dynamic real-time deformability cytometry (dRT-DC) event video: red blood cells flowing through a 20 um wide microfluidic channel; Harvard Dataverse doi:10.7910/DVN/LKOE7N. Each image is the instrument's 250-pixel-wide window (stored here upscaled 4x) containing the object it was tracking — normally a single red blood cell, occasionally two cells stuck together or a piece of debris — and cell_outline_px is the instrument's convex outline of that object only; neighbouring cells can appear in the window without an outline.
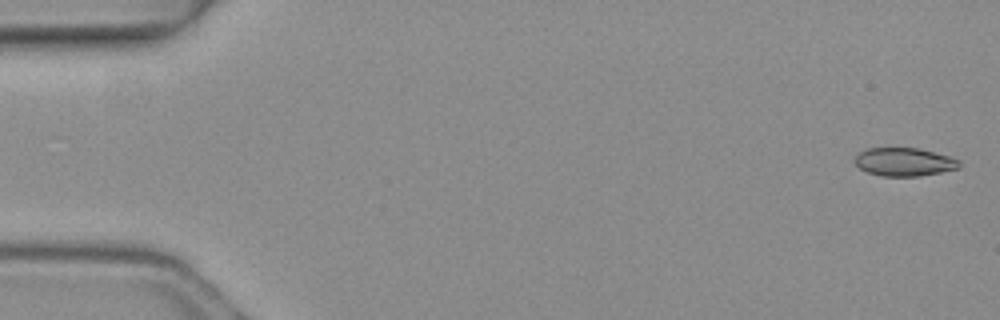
{"species": "common noctule bat (a hibernating species)", "species_latin": "Nyctalus noctula", "temperature_condition": "warm", "stored_images_in_passage": 4, "camera_frame_rate_fps": 3000, "um_per_image_px": 0.085, "animal": {"sex": "female", "body_mass_g": 19.3, "forearm_length_mm": 54.1}, "frame": {"image": 1, "passage_image": 1, "time_ms": 0.0, "image_size_px": [1000, 320], "cell_outline_px": [[960, 168], [920, 176], [880, 176], [868, 172], [860, 168], [852, 160], [860, 152], [868, 148], [920, 148], [948, 156], [960, 160]], "centroid_in_image_um": [76.86, 13.76], "position_along_channel_um": 8.1, "area_um2": 17.22}}
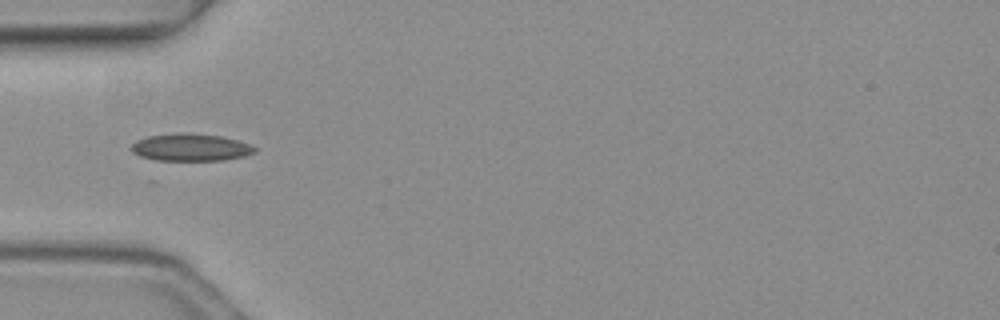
{"frame": {"image": 2, "passage_image": 4, "time_ms": 1.0, "image_size_px": [1000, 320], "cell_outline_px": [[256, 152], [244, 156], [224, 160], [156, 160], [140, 156], [132, 152], [128, 148], [136, 140], [148, 136], [180, 132], [220, 136], [236, 140], [248, 144], [256, 148]], "centroid_in_image_um": [16.15, 12.53], "position_along_channel_um": 68.8, "area_um2": 19.59}}